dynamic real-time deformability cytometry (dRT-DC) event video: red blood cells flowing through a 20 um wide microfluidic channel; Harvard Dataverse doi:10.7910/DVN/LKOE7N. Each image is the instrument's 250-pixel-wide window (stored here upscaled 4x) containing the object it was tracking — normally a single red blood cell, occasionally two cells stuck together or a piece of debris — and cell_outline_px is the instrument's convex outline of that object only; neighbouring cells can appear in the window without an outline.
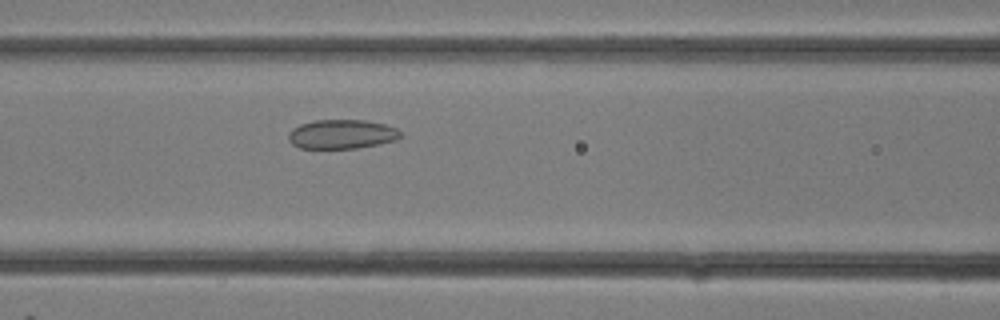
{"species": "common noctule bat (a hibernating species)", "species_latin": "Nyctalus noctula", "temperature_condition": "room temperature", "stored_images_in_passage": 26, "camera_frame_rate_fps": 3000, "um_per_image_px": 0.085, "animal": {"sex": "female"}, "frame": {"image": 1, "passage_image": 9, "time_ms": 2.667, "image_size_px": [1000, 320], "cell_outline_px": [[404, 136], [396, 140], [380, 144], [356, 148], [300, 148], [292, 144], [288, 140], [288, 132], [292, 128], [300, 124], [312, 120], [368, 120], [384, 124], [396, 128]], "centroid_in_image_um": [29.05, 11.4], "position_along_channel_um": 137.6, "area_um2": 19.31}}
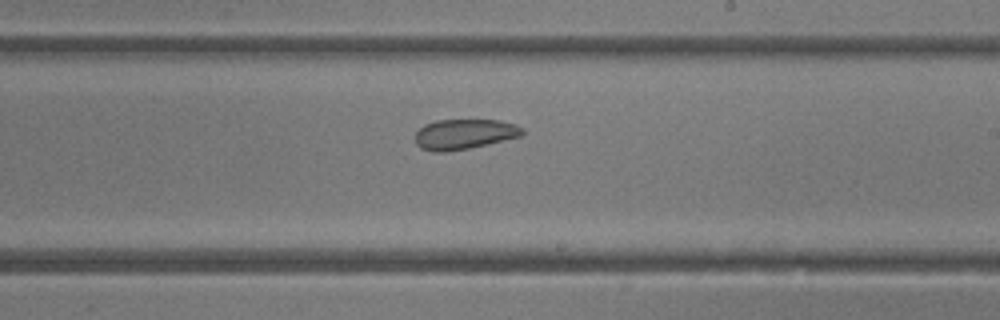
{"frame": {"image": 2, "passage_image": 14, "time_ms": 4.333, "image_size_px": [1000, 320], "cell_outline_px": [[524, 132], [520, 136], [504, 140], [468, 148], [448, 152], [432, 152], [420, 148], [416, 144], [416, 132], [424, 124], [436, 120], [500, 120], [516, 124], [524, 128]], "centroid_in_image_um": [39.45, 11.4], "position_along_channel_um": 249.6, "area_um2": 18.9}}
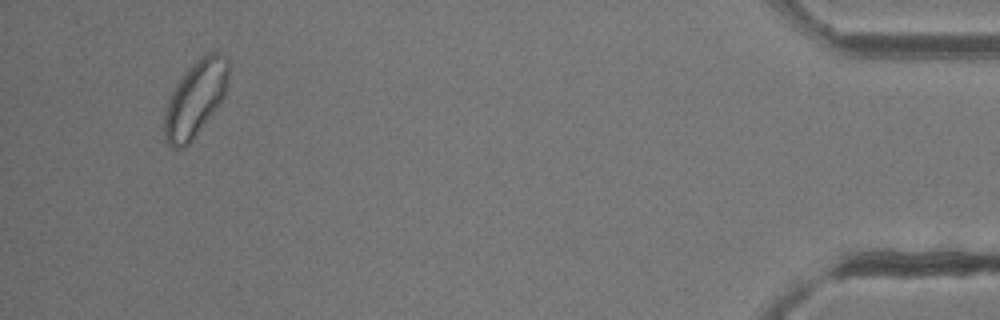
{"frame": {"image": 3, "passage_image": 25, "time_ms": 8.0, "image_size_px": [1000, 320], "cell_outline_px": [[228, 84], [224, 96], [216, 108], [192, 140], [184, 148], [172, 148], [168, 144], [164, 136], [164, 116], [172, 92], [176, 84], [188, 68], [200, 56], [208, 52], [216, 52], [228, 56]], "centroid_in_image_um": [16.62, 8.37], "position_along_channel_um": 418.6, "area_um2": 28.09}}